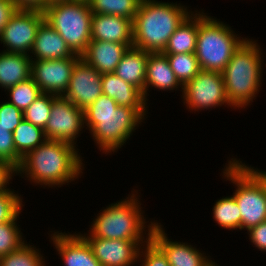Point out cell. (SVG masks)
I'll return each mask as SVG.
<instances>
[{"mask_svg":"<svg viewBox=\"0 0 266 266\" xmlns=\"http://www.w3.org/2000/svg\"><path fill=\"white\" fill-rule=\"evenodd\" d=\"M79 150L71 144L46 139L22 158L15 176L45 189L69 185L84 174V157Z\"/></svg>","mask_w":266,"mask_h":266,"instance_id":"obj_1","label":"cell"},{"mask_svg":"<svg viewBox=\"0 0 266 266\" xmlns=\"http://www.w3.org/2000/svg\"><path fill=\"white\" fill-rule=\"evenodd\" d=\"M142 123H146L145 119L135 109L119 106L105 94L84 110L85 129L97 149L106 155L122 149Z\"/></svg>","mask_w":266,"mask_h":266,"instance_id":"obj_2","label":"cell"},{"mask_svg":"<svg viewBox=\"0 0 266 266\" xmlns=\"http://www.w3.org/2000/svg\"><path fill=\"white\" fill-rule=\"evenodd\" d=\"M139 191L132 188L126 198L103 207L95 215L96 218H93L91 226L88 225L89 230L79 233L83 237L150 241L153 227L158 220L147 219L145 211L142 210Z\"/></svg>","mask_w":266,"mask_h":266,"instance_id":"obj_3","label":"cell"},{"mask_svg":"<svg viewBox=\"0 0 266 266\" xmlns=\"http://www.w3.org/2000/svg\"><path fill=\"white\" fill-rule=\"evenodd\" d=\"M257 41L248 37L221 72L228 100L239 111L252 105L262 89L266 54Z\"/></svg>","mask_w":266,"mask_h":266,"instance_id":"obj_4","label":"cell"},{"mask_svg":"<svg viewBox=\"0 0 266 266\" xmlns=\"http://www.w3.org/2000/svg\"><path fill=\"white\" fill-rule=\"evenodd\" d=\"M183 3L141 0L133 20V46L148 52H163L171 35L193 11Z\"/></svg>","mask_w":266,"mask_h":266,"instance_id":"obj_5","label":"cell"},{"mask_svg":"<svg viewBox=\"0 0 266 266\" xmlns=\"http://www.w3.org/2000/svg\"><path fill=\"white\" fill-rule=\"evenodd\" d=\"M205 10L199 11V30L195 55L201 70L222 72L233 53L248 38ZM210 15V16H209ZM214 17V18H213Z\"/></svg>","mask_w":266,"mask_h":266,"instance_id":"obj_6","label":"cell"},{"mask_svg":"<svg viewBox=\"0 0 266 266\" xmlns=\"http://www.w3.org/2000/svg\"><path fill=\"white\" fill-rule=\"evenodd\" d=\"M220 173L235 190V198L241 214V231L249 230L266 221V192L261 183L235 158H229Z\"/></svg>","mask_w":266,"mask_h":266,"instance_id":"obj_7","label":"cell"},{"mask_svg":"<svg viewBox=\"0 0 266 266\" xmlns=\"http://www.w3.org/2000/svg\"><path fill=\"white\" fill-rule=\"evenodd\" d=\"M45 21L65 40L70 49L82 55L91 41L92 11L87 2L58 1L44 10Z\"/></svg>","mask_w":266,"mask_h":266,"instance_id":"obj_8","label":"cell"},{"mask_svg":"<svg viewBox=\"0 0 266 266\" xmlns=\"http://www.w3.org/2000/svg\"><path fill=\"white\" fill-rule=\"evenodd\" d=\"M180 96L190 113L211 111L224 106L236 110L229 102L221 72L201 70L183 86Z\"/></svg>","mask_w":266,"mask_h":266,"instance_id":"obj_9","label":"cell"},{"mask_svg":"<svg viewBox=\"0 0 266 266\" xmlns=\"http://www.w3.org/2000/svg\"><path fill=\"white\" fill-rule=\"evenodd\" d=\"M84 128V110L63 96L52 94L50 118L44 128L46 138L78 148L77 138L83 133Z\"/></svg>","mask_w":266,"mask_h":266,"instance_id":"obj_10","label":"cell"},{"mask_svg":"<svg viewBox=\"0 0 266 266\" xmlns=\"http://www.w3.org/2000/svg\"><path fill=\"white\" fill-rule=\"evenodd\" d=\"M45 21L43 11L17 9L0 32L2 51L30 55L39 26Z\"/></svg>","mask_w":266,"mask_h":266,"instance_id":"obj_11","label":"cell"},{"mask_svg":"<svg viewBox=\"0 0 266 266\" xmlns=\"http://www.w3.org/2000/svg\"><path fill=\"white\" fill-rule=\"evenodd\" d=\"M80 59L32 60L31 78L42 93L63 96L68 89L74 65Z\"/></svg>","mask_w":266,"mask_h":266,"instance_id":"obj_12","label":"cell"},{"mask_svg":"<svg viewBox=\"0 0 266 266\" xmlns=\"http://www.w3.org/2000/svg\"><path fill=\"white\" fill-rule=\"evenodd\" d=\"M102 74L82 58L74 65L64 98L85 110L102 95Z\"/></svg>","mask_w":266,"mask_h":266,"instance_id":"obj_13","label":"cell"},{"mask_svg":"<svg viewBox=\"0 0 266 266\" xmlns=\"http://www.w3.org/2000/svg\"><path fill=\"white\" fill-rule=\"evenodd\" d=\"M102 266H138L141 246L149 241L84 237ZM136 263V264H135Z\"/></svg>","mask_w":266,"mask_h":266,"instance_id":"obj_14","label":"cell"},{"mask_svg":"<svg viewBox=\"0 0 266 266\" xmlns=\"http://www.w3.org/2000/svg\"><path fill=\"white\" fill-rule=\"evenodd\" d=\"M151 240L167 256L170 266H208L211 256L188 242L169 239L164 226L158 222L152 230Z\"/></svg>","mask_w":266,"mask_h":266,"instance_id":"obj_15","label":"cell"},{"mask_svg":"<svg viewBox=\"0 0 266 266\" xmlns=\"http://www.w3.org/2000/svg\"><path fill=\"white\" fill-rule=\"evenodd\" d=\"M50 232L49 241L52 246L54 245L64 266H102L94 256L91 246L79 232Z\"/></svg>","mask_w":266,"mask_h":266,"instance_id":"obj_16","label":"cell"},{"mask_svg":"<svg viewBox=\"0 0 266 266\" xmlns=\"http://www.w3.org/2000/svg\"><path fill=\"white\" fill-rule=\"evenodd\" d=\"M102 94L114 99L119 106H127L135 109L145 120L148 115V103L143 92L135 86L118 77L114 72L103 73Z\"/></svg>","mask_w":266,"mask_h":266,"instance_id":"obj_17","label":"cell"},{"mask_svg":"<svg viewBox=\"0 0 266 266\" xmlns=\"http://www.w3.org/2000/svg\"><path fill=\"white\" fill-rule=\"evenodd\" d=\"M150 88L154 91L183 92V86L177 80L168 62L166 54L163 52H149L147 59L145 89L143 95L149 101ZM179 89V90H178Z\"/></svg>","mask_w":266,"mask_h":266,"instance_id":"obj_18","label":"cell"},{"mask_svg":"<svg viewBox=\"0 0 266 266\" xmlns=\"http://www.w3.org/2000/svg\"><path fill=\"white\" fill-rule=\"evenodd\" d=\"M91 40L133 44V21L122 16L92 14Z\"/></svg>","mask_w":266,"mask_h":266,"instance_id":"obj_19","label":"cell"},{"mask_svg":"<svg viewBox=\"0 0 266 266\" xmlns=\"http://www.w3.org/2000/svg\"><path fill=\"white\" fill-rule=\"evenodd\" d=\"M29 57L32 60L81 58L70 49L60 34L46 21L38 28Z\"/></svg>","mask_w":266,"mask_h":266,"instance_id":"obj_20","label":"cell"},{"mask_svg":"<svg viewBox=\"0 0 266 266\" xmlns=\"http://www.w3.org/2000/svg\"><path fill=\"white\" fill-rule=\"evenodd\" d=\"M131 46L133 44L91 40L81 58L101 74L112 73Z\"/></svg>","mask_w":266,"mask_h":266,"instance_id":"obj_21","label":"cell"},{"mask_svg":"<svg viewBox=\"0 0 266 266\" xmlns=\"http://www.w3.org/2000/svg\"><path fill=\"white\" fill-rule=\"evenodd\" d=\"M148 51L131 46L116 67L115 74L144 92Z\"/></svg>","mask_w":266,"mask_h":266,"instance_id":"obj_22","label":"cell"},{"mask_svg":"<svg viewBox=\"0 0 266 266\" xmlns=\"http://www.w3.org/2000/svg\"><path fill=\"white\" fill-rule=\"evenodd\" d=\"M32 59L26 54L0 51V88L9 87L31 77Z\"/></svg>","mask_w":266,"mask_h":266,"instance_id":"obj_23","label":"cell"},{"mask_svg":"<svg viewBox=\"0 0 266 266\" xmlns=\"http://www.w3.org/2000/svg\"><path fill=\"white\" fill-rule=\"evenodd\" d=\"M199 30V10L192 11L171 35L164 54L195 53Z\"/></svg>","mask_w":266,"mask_h":266,"instance_id":"obj_24","label":"cell"},{"mask_svg":"<svg viewBox=\"0 0 266 266\" xmlns=\"http://www.w3.org/2000/svg\"><path fill=\"white\" fill-rule=\"evenodd\" d=\"M213 221L226 230L241 231V214L235 198L231 195L220 197L212 207Z\"/></svg>","mask_w":266,"mask_h":266,"instance_id":"obj_25","label":"cell"},{"mask_svg":"<svg viewBox=\"0 0 266 266\" xmlns=\"http://www.w3.org/2000/svg\"><path fill=\"white\" fill-rule=\"evenodd\" d=\"M44 130L23 119L13 132L16 152L23 158L29 151L37 148L45 140Z\"/></svg>","mask_w":266,"mask_h":266,"instance_id":"obj_26","label":"cell"},{"mask_svg":"<svg viewBox=\"0 0 266 266\" xmlns=\"http://www.w3.org/2000/svg\"><path fill=\"white\" fill-rule=\"evenodd\" d=\"M89 8L93 14H109L134 20L141 0H89Z\"/></svg>","mask_w":266,"mask_h":266,"instance_id":"obj_27","label":"cell"},{"mask_svg":"<svg viewBox=\"0 0 266 266\" xmlns=\"http://www.w3.org/2000/svg\"><path fill=\"white\" fill-rule=\"evenodd\" d=\"M33 243H24L20 248L0 257V266H47L42 249Z\"/></svg>","mask_w":266,"mask_h":266,"instance_id":"obj_28","label":"cell"},{"mask_svg":"<svg viewBox=\"0 0 266 266\" xmlns=\"http://www.w3.org/2000/svg\"><path fill=\"white\" fill-rule=\"evenodd\" d=\"M166 56L170 67L182 86L201 71L195 53L166 54Z\"/></svg>","mask_w":266,"mask_h":266,"instance_id":"obj_29","label":"cell"},{"mask_svg":"<svg viewBox=\"0 0 266 266\" xmlns=\"http://www.w3.org/2000/svg\"><path fill=\"white\" fill-rule=\"evenodd\" d=\"M21 213L22 210L11 221L0 224V257L17 250L27 242L21 231L23 229L18 224Z\"/></svg>","mask_w":266,"mask_h":266,"instance_id":"obj_30","label":"cell"},{"mask_svg":"<svg viewBox=\"0 0 266 266\" xmlns=\"http://www.w3.org/2000/svg\"><path fill=\"white\" fill-rule=\"evenodd\" d=\"M4 92L9 96L7 97L9 98L8 102L22 111L27 109L42 94L41 89L31 77L15 86L9 87Z\"/></svg>","mask_w":266,"mask_h":266,"instance_id":"obj_31","label":"cell"},{"mask_svg":"<svg viewBox=\"0 0 266 266\" xmlns=\"http://www.w3.org/2000/svg\"><path fill=\"white\" fill-rule=\"evenodd\" d=\"M51 105L52 94L42 93L23 111V119L44 130L50 118Z\"/></svg>","mask_w":266,"mask_h":266,"instance_id":"obj_32","label":"cell"},{"mask_svg":"<svg viewBox=\"0 0 266 266\" xmlns=\"http://www.w3.org/2000/svg\"><path fill=\"white\" fill-rule=\"evenodd\" d=\"M18 191L11 186L0 191V224L11 221L21 210L25 202Z\"/></svg>","mask_w":266,"mask_h":266,"instance_id":"obj_33","label":"cell"},{"mask_svg":"<svg viewBox=\"0 0 266 266\" xmlns=\"http://www.w3.org/2000/svg\"><path fill=\"white\" fill-rule=\"evenodd\" d=\"M0 160L16 170L22 161V157L16 152L13 142V133L0 122Z\"/></svg>","mask_w":266,"mask_h":266,"instance_id":"obj_34","label":"cell"},{"mask_svg":"<svg viewBox=\"0 0 266 266\" xmlns=\"http://www.w3.org/2000/svg\"><path fill=\"white\" fill-rule=\"evenodd\" d=\"M138 265L170 266L167 256L152 240L141 246L138 257Z\"/></svg>","mask_w":266,"mask_h":266,"instance_id":"obj_35","label":"cell"},{"mask_svg":"<svg viewBox=\"0 0 266 266\" xmlns=\"http://www.w3.org/2000/svg\"><path fill=\"white\" fill-rule=\"evenodd\" d=\"M22 120V110L8 101L0 102V122L8 128V131L13 133Z\"/></svg>","mask_w":266,"mask_h":266,"instance_id":"obj_36","label":"cell"},{"mask_svg":"<svg viewBox=\"0 0 266 266\" xmlns=\"http://www.w3.org/2000/svg\"><path fill=\"white\" fill-rule=\"evenodd\" d=\"M246 234L255 249L257 248L263 253L266 252V221L250 228Z\"/></svg>","mask_w":266,"mask_h":266,"instance_id":"obj_37","label":"cell"},{"mask_svg":"<svg viewBox=\"0 0 266 266\" xmlns=\"http://www.w3.org/2000/svg\"><path fill=\"white\" fill-rule=\"evenodd\" d=\"M16 10L17 7L11 0H0V32Z\"/></svg>","mask_w":266,"mask_h":266,"instance_id":"obj_38","label":"cell"},{"mask_svg":"<svg viewBox=\"0 0 266 266\" xmlns=\"http://www.w3.org/2000/svg\"><path fill=\"white\" fill-rule=\"evenodd\" d=\"M14 176L15 170L0 160V191L12 184Z\"/></svg>","mask_w":266,"mask_h":266,"instance_id":"obj_39","label":"cell"},{"mask_svg":"<svg viewBox=\"0 0 266 266\" xmlns=\"http://www.w3.org/2000/svg\"><path fill=\"white\" fill-rule=\"evenodd\" d=\"M17 9L43 11L49 3L46 0H11Z\"/></svg>","mask_w":266,"mask_h":266,"instance_id":"obj_40","label":"cell"},{"mask_svg":"<svg viewBox=\"0 0 266 266\" xmlns=\"http://www.w3.org/2000/svg\"><path fill=\"white\" fill-rule=\"evenodd\" d=\"M263 186L265 192H266V171L260 170L257 167L249 166V164H245V162H242V160L236 158Z\"/></svg>","mask_w":266,"mask_h":266,"instance_id":"obj_41","label":"cell"},{"mask_svg":"<svg viewBox=\"0 0 266 266\" xmlns=\"http://www.w3.org/2000/svg\"><path fill=\"white\" fill-rule=\"evenodd\" d=\"M46 1L50 4L58 1H67V0H46Z\"/></svg>","mask_w":266,"mask_h":266,"instance_id":"obj_42","label":"cell"},{"mask_svg":"<svg viewBox=\"0 0 266 266\" xmlns=\"http://www.w3.org/2000/svg\"><path fill=\"white\" fill-rule=\"evenodd\" d=\"M208 266H220L219 264L217 265V263L215 261H211V263Z\"/></svg>","mask_w":266,"mask_h":266,"instance_id":"obj_43","label":"cell"},{"mask_svg":"<svg viewBox=\"0 0 266 266\" xmlns=\"http://www.w3.org/2000/svg\"><path fill=\"white\" fill-rule=\"evenodd\" d=\"M71 1H83V2H88L89 0H71Z\"/></svg>","mask_w":266,"mask_h":266,"instance_id":"obj_44","label":"cell"}]
</instances>
